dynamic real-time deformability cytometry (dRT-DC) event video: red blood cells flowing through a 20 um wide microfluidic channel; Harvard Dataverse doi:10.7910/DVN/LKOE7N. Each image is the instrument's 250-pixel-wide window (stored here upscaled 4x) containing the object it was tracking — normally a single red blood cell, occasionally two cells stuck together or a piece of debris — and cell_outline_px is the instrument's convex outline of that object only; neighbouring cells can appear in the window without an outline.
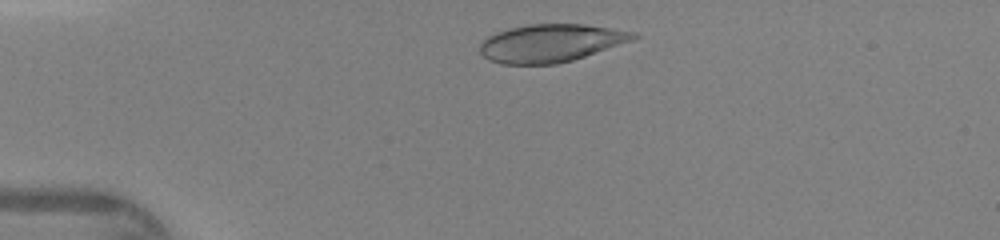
{"species": "human", "species_latin": "Homo sapiens", "temperature_condition": "warm", "stored_images_in_passage": 33, "camera_frame_rate_fps": 3000, "um_per_image_px": 0.085, "donor": {"sex": "female"}, "frame": {"image": 1, "passage_image": 4, "time_ms": 1.0, "image_size_px": [1000, 240], "cell_outline_px": [[640, 36], [632, 40], [572, 60], [556, 64], [500, 64], [488, 60], [480, 52], [480, 44], [488, 36], [496, 32], [508, 28], [528, 24], [584, 24], [636, 32]], "centroid_in_image_um": [46.78, 3.66], "position_along_channel_um": 38.2, "area_um2": 33.7}}
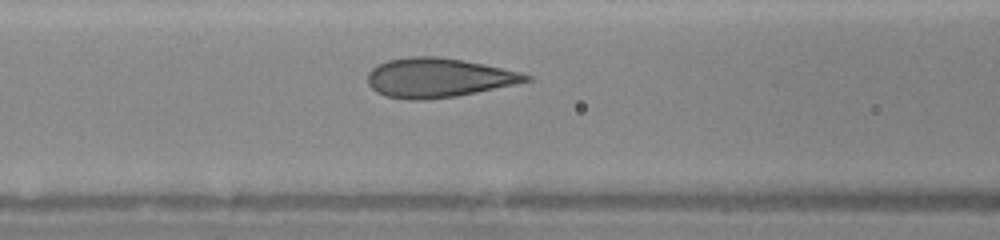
{"frame": {"image": 2, "passage_image": 13, "time_ms": 4.0, "image_size_px": [1000, 240], "cell_outline_px": [[532, 80], [476, 92], [456, 96], [424, 100], [408, 100], [384, 96], [376, 92], [368, 84], [368, 72], [372, 68], [388, 60], [408, 56], [440, 56], [464, 60], [484, 64], [520, 72], [532, 76]], "centroid_in_image_um": [37.22, 6.6], "position_along_channel_um": 129.4, "area_um2": 36.24}}
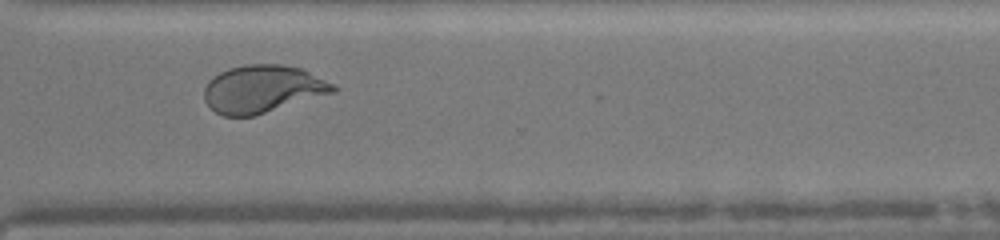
{"frame": {"image": 3, "passage_image": 28, "time_ms": 9.0, "image_size_px": [1000, 240], "cell_outline_px": [[340, 88], [336, 92], [256, 116], [224, 116], [216, 112], [204, 100], [204, 88], [208, 80], [220, 72], [228, 68], [244, 64], [280, 64], [304, 68], [336, 84]], "centroid_in_image_um": [22.38, 7.56], "position_along_channel_um": 348.2, "area_um2": 36.47}}